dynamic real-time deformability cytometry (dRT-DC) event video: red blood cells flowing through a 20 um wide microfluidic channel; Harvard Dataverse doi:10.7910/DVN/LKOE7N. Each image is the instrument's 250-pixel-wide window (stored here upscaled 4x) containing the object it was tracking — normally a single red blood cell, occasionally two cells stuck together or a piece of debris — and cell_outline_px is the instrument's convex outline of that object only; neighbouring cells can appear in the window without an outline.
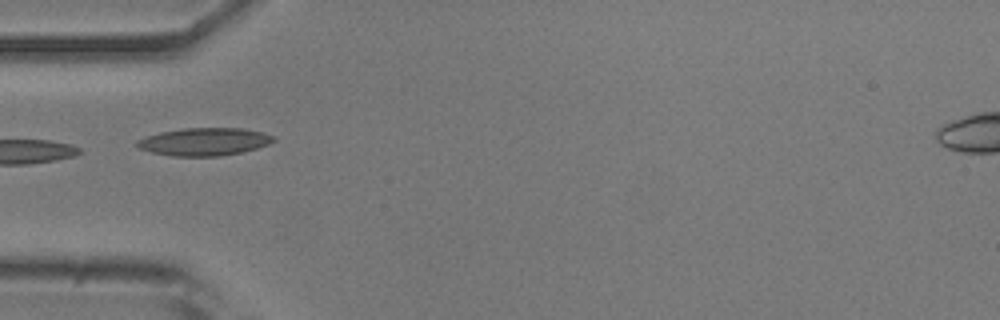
{"species": "common noctule bat (a hibernating species)", "species_latin": "Nyctalus noctula", "temperature_condition": "room temperature", "stored_images_in_passage": 23, "camera_frame_rate_fps": 3000, "um_per_image_px": 0.085, "animal": {"sex": "male", "body_mass_g": 20.5, "forearm_length_mm": 52.5}, "frame": {"image": 1, "passage_image": 1, "time_ms": 0.0, "image_size_px": [1000, 320], "cell_outline_px": [[276, 140], [268, 144], [256, 148], [240, 152], [220, 156], [172, 156], [152, 152], [136, 148], [136, 140], [160, 132], [184, 128], [244, 128], [276, 136]], "centroid_in_image_um": [17.35, 12.04], "position_along_channel_um": 67.6, "area_um2": 22.02}}